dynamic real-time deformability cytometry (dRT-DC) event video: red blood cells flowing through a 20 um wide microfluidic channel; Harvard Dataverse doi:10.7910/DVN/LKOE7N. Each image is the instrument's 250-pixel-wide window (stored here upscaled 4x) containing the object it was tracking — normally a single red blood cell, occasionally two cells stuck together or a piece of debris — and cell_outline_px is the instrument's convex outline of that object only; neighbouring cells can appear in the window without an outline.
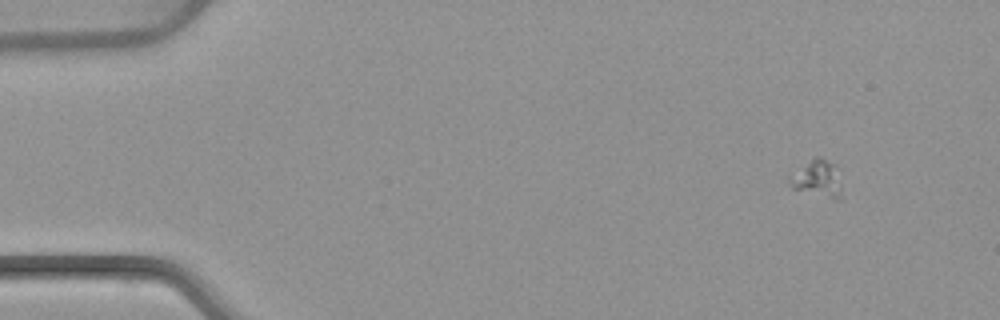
{"species": "common noctule bat (a hibernating species)", "species_latin": "Nyctalus noctula", "temperature_condition": "warm", "stored_images_in_passage": 56, "camera_frame_rate_fps": 3000, "um_per_image_px": 0.085, "animal": {"sex": "female", "body_mass_g": 22.7, "forearm_length_mm": 54.2}, "frame": {"image": 1, "passage_image": 7, "time_ms": 2.0, "image_size_px": [1000, 320], "cell_outline_px": [[840, 200], [832, 200], [792, 188], [788, 184], [788, 176], [816, 156], [820, 156], [832, 164], [840, 184]], "centroid_in_image_um": [69.42, 15.23], "position_along_channel_um": 15.6, "area_um2": 10.98}}
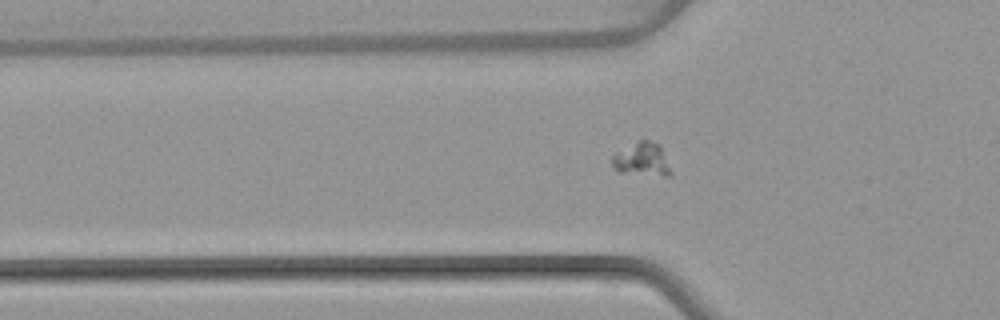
{"frame": {"image": 2, "passage_image": 20, "time_ms": 6.333, "image_size_px": [1000, 320], "cell_outline_px": [[672, 176], [664, 176], [620, 172], [612, 164], [612, 156], [616, 152], [640, 140], [648, 140], [656, 144], [660, 148], [672, 172]], "centroid_in_image_um": [54.56, 13.57], "position_along_channel_um": 71.2, "area_um2": 11.04}}
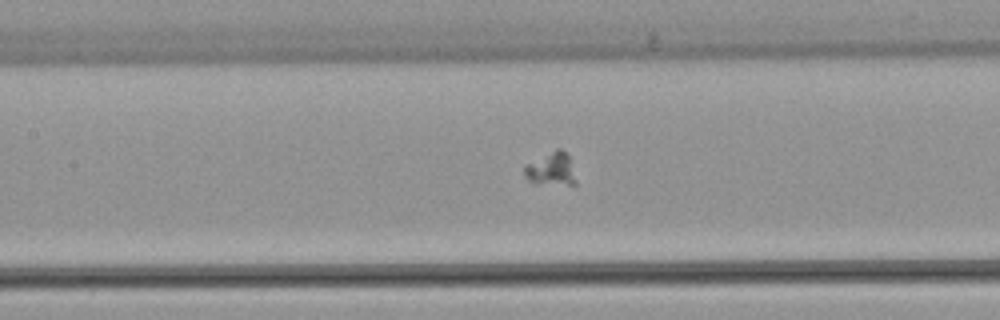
{"frame": {"image": 3, "passage_image": 27, "time_ms": 8.667, "image_size_px": [1000, 320], "cell_outline_px": [[576, 184], [536, 184], [528, 180], [524, 176], [524, 164], [556, 148], [560, 148], [568, 156], [576, 180]], "centroid_in_image_um": [46.79, 14.37], "position_along_channel_um": 160.6, "area_um2": 10.0}}